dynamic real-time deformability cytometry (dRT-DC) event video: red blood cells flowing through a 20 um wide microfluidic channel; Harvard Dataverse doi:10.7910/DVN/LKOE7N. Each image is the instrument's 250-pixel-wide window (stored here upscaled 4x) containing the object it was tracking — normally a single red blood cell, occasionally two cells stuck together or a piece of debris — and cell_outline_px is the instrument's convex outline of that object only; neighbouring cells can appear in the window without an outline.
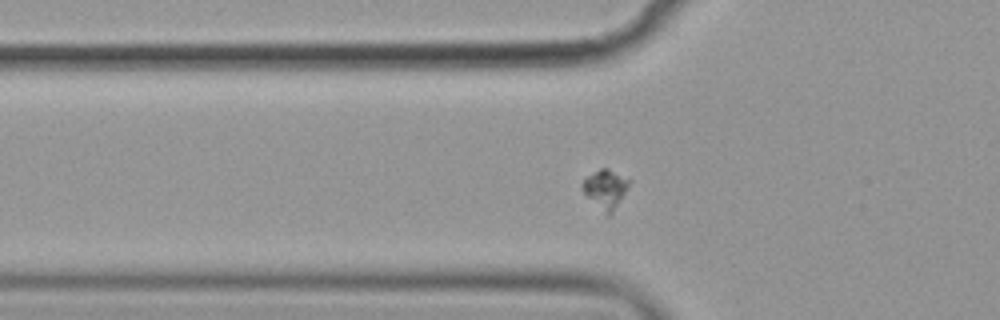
{"species": "common noctule bat (a hibernating species)", "species_latin": "Nyctalus noctula", "temperature_condition": "cold", "stored_images_in_passage": 42, "camera_frame_rate_fps": 3000, "um_per_image_px": 0.085, "animal": {"sex": "female", "body_mass_g": 19.9}, "frame": {"image": 1, "passage_image": 3, "time_ms": 0.667, "image_size_px": [1000, 320], "cell_outline_px": [[632, 180], [612, 212], [608, 216], [584, 192], [580, 184], [588, 176], [600, 168], [608, 168]], "centroid_in_image_um": [51.48, 16.01], "position_along_channel_um": 74.3, "area_um2": 10.12}}
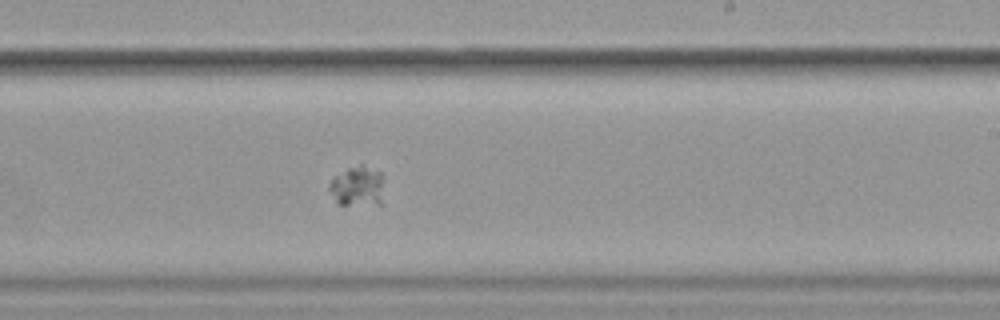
{"frame": {"image": 2, "passage_image": 19, "time_ms": 6.0, "image_size_px": [1000, 320], "cell_outline_px": [[384, 176], [380, 204], [336, 204], [328, 188], [328, 184], [336, 176], [348, 168], [360, 164], [364, 164], [380, 172]], "centroid_in_image_um": [30.38, 15.81], "position_along_channel_um": 258.6, "area_um2": 12.77}}
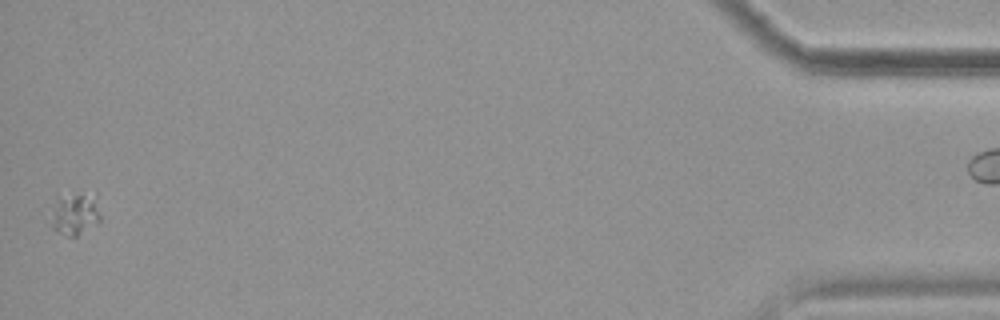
{"frame": {"image": 3, "passage_image": 41, "time_ms": 13.333, "image_size_px": [1000, 320], "cell_outline_px": [[100, 220], [76, 236], [68, 236], [52, 228], [52, 224], [60, 200], [76, 196], [96, 192], [100, 216]], "centroid_in_image_um": [6.51, 18.22], "position_along_channel_um": 428.7, "area_um2": 10.92}}